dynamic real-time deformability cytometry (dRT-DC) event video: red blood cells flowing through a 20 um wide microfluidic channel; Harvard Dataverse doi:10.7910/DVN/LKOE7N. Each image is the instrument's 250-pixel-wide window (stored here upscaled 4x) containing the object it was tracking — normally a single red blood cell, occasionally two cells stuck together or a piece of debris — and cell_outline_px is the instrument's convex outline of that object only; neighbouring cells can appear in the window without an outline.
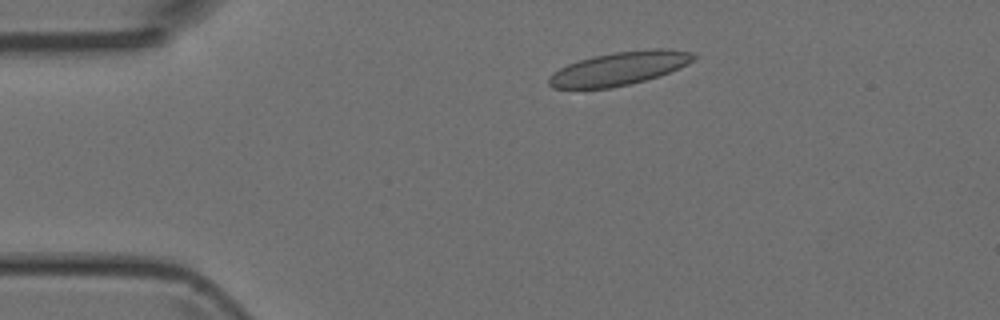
{"species": "Egyptian fruit bat (a non-hibernating species)", "species_latin": "Rousettus aegyptiacus", "temperature_condition": "room temperature", "stored_images_in_passage": 3, "camera_frame_rate_fps": 3000, "um_per_image_px": 0.085, "animal": {"sex": "female"}, "frame": {"image": 1, "passage_image": 2, "time_ms": 1.0, "image_size_px": [1000, 320], "cell_outline_px": [[700, 56], [688, 64], [660, 76], [628, 84], [608, 88], [552, 88], [548, 84], [548, 76], [552, 72], [568, 64], [592, 56], [616, 52], [652, 48], [668, 48], [692, 52]], "centroid_in_image_um": [52.67, 5.8], "position_along_channel_um": 32.3, "area_um2": 28.26}}